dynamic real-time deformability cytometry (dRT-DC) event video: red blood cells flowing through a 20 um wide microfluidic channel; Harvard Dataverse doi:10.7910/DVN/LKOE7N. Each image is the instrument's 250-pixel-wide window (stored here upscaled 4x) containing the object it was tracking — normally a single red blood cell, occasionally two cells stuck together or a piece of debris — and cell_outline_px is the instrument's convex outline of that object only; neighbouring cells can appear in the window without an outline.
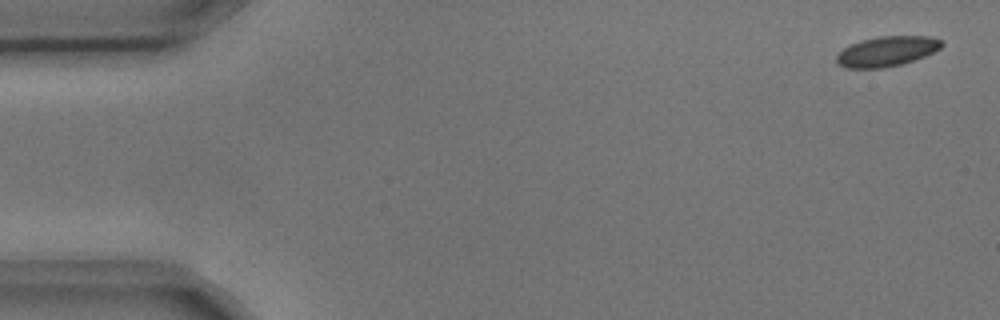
{"species": "common noctule bat (a hibernating species)", "species_latin": "Nyctalus noctula", "temperature_condition": "cold", "stored_images_in_passage": 5, "camera_frame_rate_fps": 3000, "um_per_image_px": 0.085, "animal": {"sex": "male", "body_mass_g": 17.9, "forearm_length_mm": 54.2}, "frame": {"image": 1, "passage_image": 1, "time_ms": 0.0, "image_size_px": [1000, 320], "cell_outline_px": [[944, 44], [940, 48], [924, 56], [900, 64], [884, 68], [844, 68], [836, 64], [836, 56], [844, 48], [860, 40], [880, 36], [928, 36], [944, 40]], "centroid_in_image_um": [75.36, 4.36], "position_along_channel_um": 9.6, "area_um2": 18.38}}
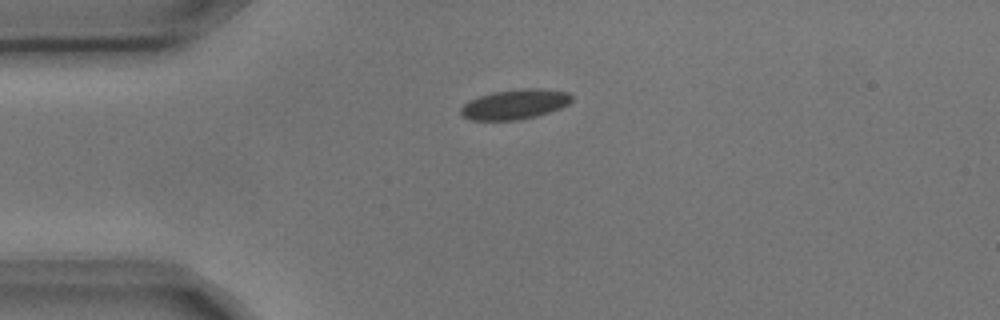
{"frame": {"image": 2, "passage_image": 4, "time_ms": 1.0, "image_size_px": [1000, 320], "cell_outline_px": [[572, 100], [568, 104], [560, 108], [536, 116], [516, 120], [472, 120], [464, 116], [460, 112], [460, 108], [468, 100], [492, 92], [524, 88], [536, 88], [568, 92], [572, 96]], "centroid_in_image_um": [43.75, 8.86], "position_along_channel_um": 41.2, "area_um2": 19.19}}